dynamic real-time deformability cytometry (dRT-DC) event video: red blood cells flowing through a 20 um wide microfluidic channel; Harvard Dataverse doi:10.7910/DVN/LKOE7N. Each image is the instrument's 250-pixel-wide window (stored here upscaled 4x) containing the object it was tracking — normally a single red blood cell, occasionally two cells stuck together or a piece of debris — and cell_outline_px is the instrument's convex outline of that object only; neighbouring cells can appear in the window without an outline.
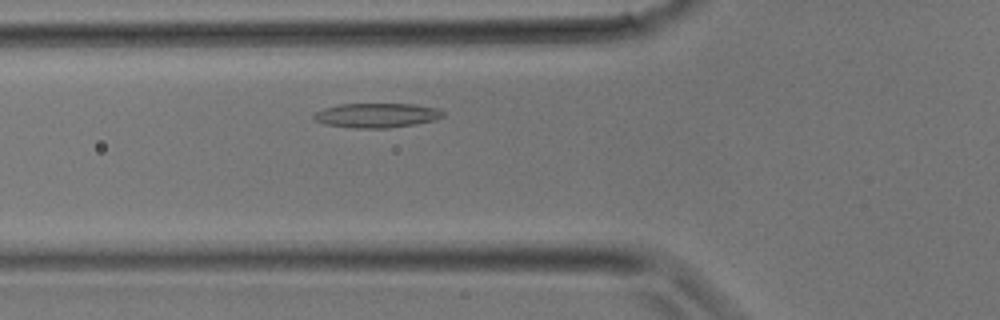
{"species": "common noctule bat (a hibernating species)", "species_latin": "Nyctalus noctula", "temperature_condition": "room temperature", "stored_images_in_passage": 25, "camera_frame_rate_fps": 3000, "um_per_image_px": 0.085, "animal": {"sex": "male", "body_mass_g": 17.9}, "frame": {"image": 1, "passage_image": 4, "time_ms": 1.0, "image_size_px": [1000, 320], "cell_outline_px": [[444, 116], [436, 120], [416, 124], [388, 128], [356, 128], [324, 124], [312, 120], [312, 116], [316, 112], [324, 108], [336, 104], [412, 104], [436, 108], [444, 112]], "centroid_in_image_um": [31.99, 9.81], "position_along_channel_um": 93.8, "area_um2": 18.55}}
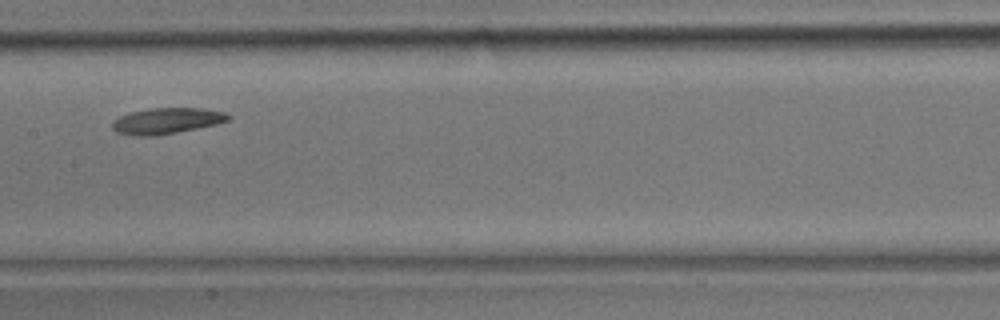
{"frame": {"image": 2, "passage_image": 9, "time_ms": 2.667, "image_size_px": [1000, 320], "cell_outline_px": [[232, 116], [228, 120], [216, 124], [156, 136], [136, 136], [116, 132], [112, 128], [112, 120], [120, 116], [132, 112], [152, 108], [200, 108], [224, 112]], "centroid_in_image_um": [14.14, 10.27], "position_along_channel_um": 193.3, "area_um2": 17.4}}
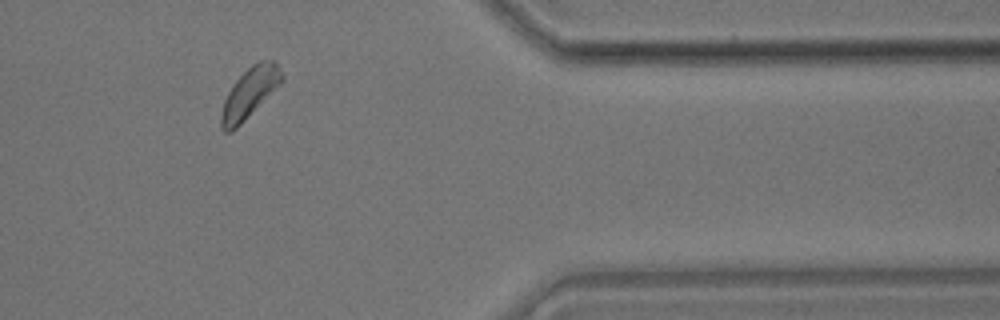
{"frame": {"image": 3, "passage_image": 20, "time_ms": 6.333, "image_size_px": [1000, 320], "cell_outline_px": [[280, 84], [232, 132], [224, 132], [220, 128], [220, 116], [224, 100], [232, 84], [252, 64], [260, 60], [272, 60], [276, 64], [280, 72]], "centroid_in_image_um": [21.14, 7.93], "position_along_channel_um": 390.3, "area_um2": 17.17}}